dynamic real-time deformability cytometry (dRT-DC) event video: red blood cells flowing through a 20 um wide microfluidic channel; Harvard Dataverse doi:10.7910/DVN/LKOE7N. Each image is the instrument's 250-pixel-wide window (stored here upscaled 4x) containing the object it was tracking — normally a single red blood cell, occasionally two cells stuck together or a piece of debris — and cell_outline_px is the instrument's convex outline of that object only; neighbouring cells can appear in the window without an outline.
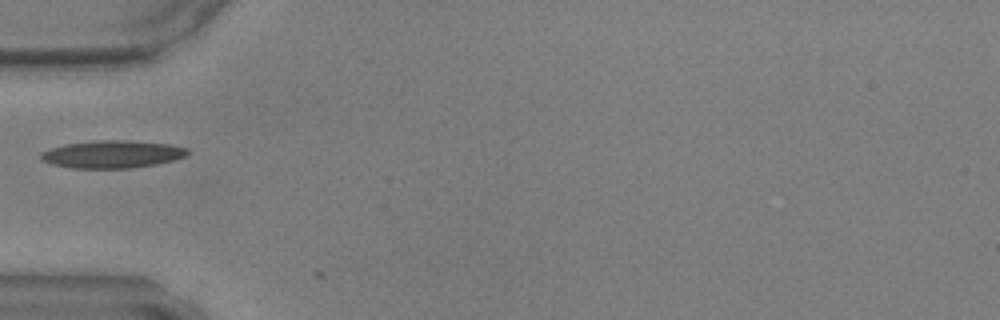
{"species": "common noctule bat (a hibernating species)", "species_latin": "Nyctalus noctula", "temperature_condition": "warm", "stored_images_in_passage": 2, "camera_frame_rate_fps": 3000, "um_per_image_px": 0.085, "animal": {"sex": "male", "body_mass_g": 17.9, "forearm_length_mm": 54.2}, "frame": {"image": 1, "passage_image": 1, "time_ms": 0.0, "image_size_px": [1000, 320], "cell_outline_px": [[188, 152], [184, 156], [172, 160], [156, 164], [128, 168], [72, 168], [52, 164], [40, 160], [40, 152], [64, 144], [92, 140], [132, 140], [168, 144], [188, 148]], "centroid_in_image_um": [9.49, 13.1], "position_along_channel_um": 75.5, "area_um2": 23.58}}